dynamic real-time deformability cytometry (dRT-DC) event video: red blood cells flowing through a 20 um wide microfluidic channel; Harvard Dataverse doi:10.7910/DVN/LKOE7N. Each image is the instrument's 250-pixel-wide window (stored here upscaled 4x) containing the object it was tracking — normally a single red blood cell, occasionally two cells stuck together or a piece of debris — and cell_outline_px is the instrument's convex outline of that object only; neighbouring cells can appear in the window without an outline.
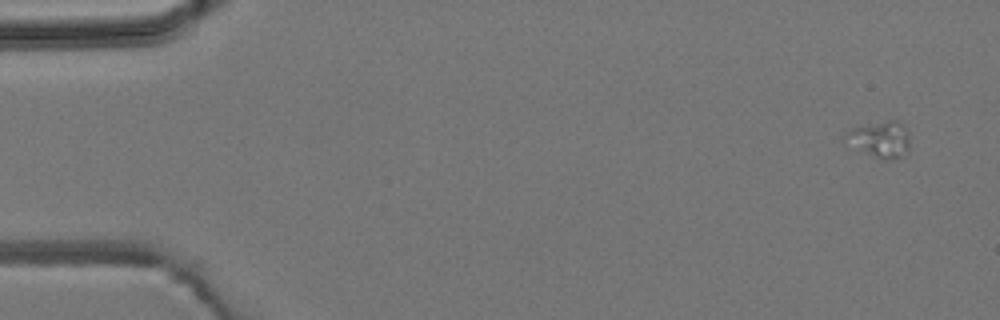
{"species": "common noctule bat (a hibernating species)", "species_latin": "Nyctalus noctula", "temperature_condition": "room temperature", "stored_images_in_passage": 5, "camera_frame_rate_fps": 3000, "um_per_image_px": 0.085, "animal": {"sex": "male", "body_mass_g": 19.2, "forearm_length_mm": 51.8}, "frame": {"image": 1, "passage_image": 1, "time_ms": 0.0, "image_size_px": [1000, 320], "cell_outline_px": [[908, 152], [900, 156], [888, 160], [880, 160], [860, 148], [844, 136], [844, 132], [852, 128], [888, 120], [900, 120], [908, 128]], "centroid_in_image_um": [74.9, 11.81], "position_along_channel_um": 10.1, "area_um2": 13.18}}